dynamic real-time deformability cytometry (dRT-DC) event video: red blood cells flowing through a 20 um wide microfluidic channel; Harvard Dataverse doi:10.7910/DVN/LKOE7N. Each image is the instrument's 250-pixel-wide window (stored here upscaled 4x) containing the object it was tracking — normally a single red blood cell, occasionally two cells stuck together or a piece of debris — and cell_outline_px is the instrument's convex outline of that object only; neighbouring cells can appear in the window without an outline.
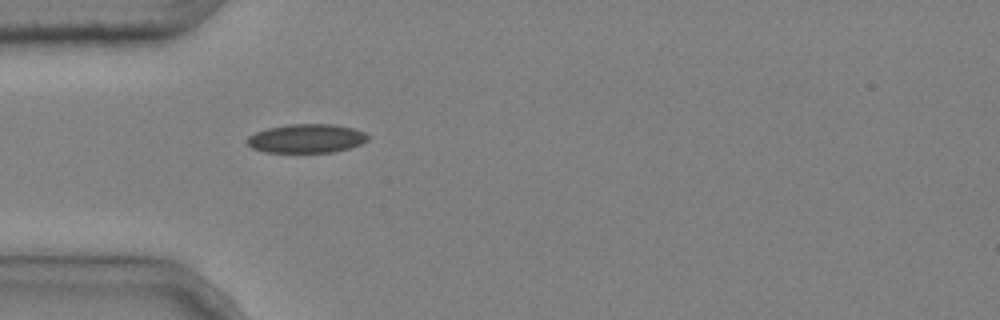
{"species": "common noctule bat (a hibernating species)", "species_latin": "Nyctalus noctula", "temperature_condition": "cold", "stored_images_in_passage": 1, "camera_frame_rate_fps": 3000, "um_per_image_px": 0.085, "animal": {"sex": "male", "body_mass_g": 20.4}, "frame": {"image": 1, "passage_image": 1, "time_ms": 0.0, "image_size_px": [1000, 320], "cell_outline_px": [[368, 140], [360, 144], [348, 148], [332, 152], [264, 152], [252, 148], [244, 140], [248, 136], [256, 132], [268, 128], [288, 124], [332, 124], [352, 128], [364, 132], [368, 136]], "centroid_in_image_um": [26.01, 11.77], "position_along_channel_um": 59.0, "area_um2": 20.23}}